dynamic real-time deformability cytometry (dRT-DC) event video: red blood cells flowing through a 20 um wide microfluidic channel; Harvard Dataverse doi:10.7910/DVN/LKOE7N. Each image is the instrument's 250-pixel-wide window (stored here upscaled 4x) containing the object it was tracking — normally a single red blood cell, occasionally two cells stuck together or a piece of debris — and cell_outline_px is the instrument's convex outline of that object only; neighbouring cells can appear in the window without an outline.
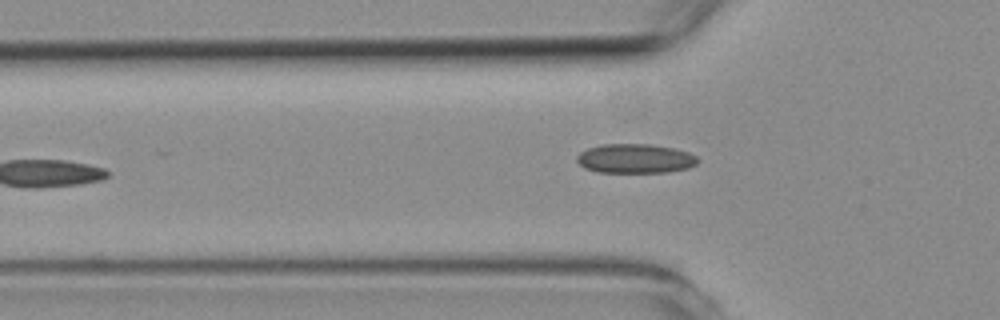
{"species": "common noctule bat (a hibernating species)", "species_latin": "Nyctalus noctula", "temperature_condition": "room temperature", "stored_images_in_passage": 8, "camera_frame_rate_fps": 3000, "um_per_image_px": 0.085, "animal": {"sex": "female", "body_mass_g": 19.3, "forearm_length_mm": 54.1}, "frame": {"image": 1, "passage_image": 6, "time_ms": 6.0, "image_size_px": [1000, 320], "cell_outline_px": [[700, 160], [696, 164], [688, 168], [668, 172], [596, 172], [584, 168], [576, 160], [576, 156], [580, 152], [588, 148], [604, 144], [648, 144], [672, 148], [688, 152], [696, 156]], "centroid_in_image_um": [53.98, 13.48], "position_along_channel_um": 71.8, "area_um2": 20.63}}
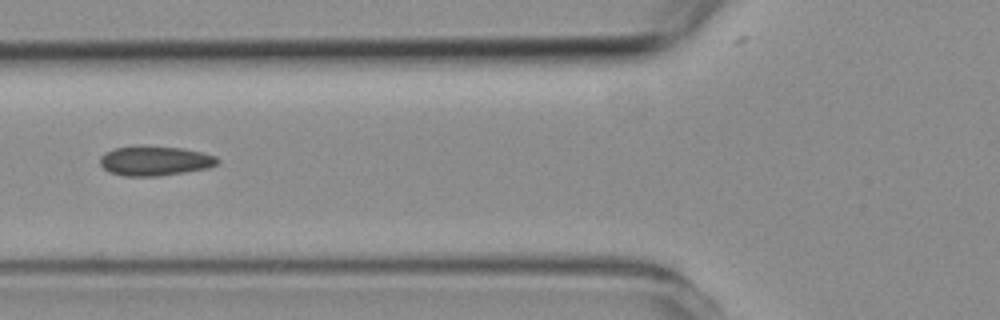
{"frame": {"image": 2, "passage_image": 7, "time_ms": 7.0, "image_size_px": [1000, 320], "cell_outline_px": [[220, 160], [216, 164], [208, 168], [160, 176], [124, 176], [108, 172], [100, 164], [100, 156], [104, 152], [116, 148], [184, 148], [216, 156]], "centroid_in_image_um": [13.16, 13.71], "position_along_channel_um": 112.6, "area_um2": 19.65}}
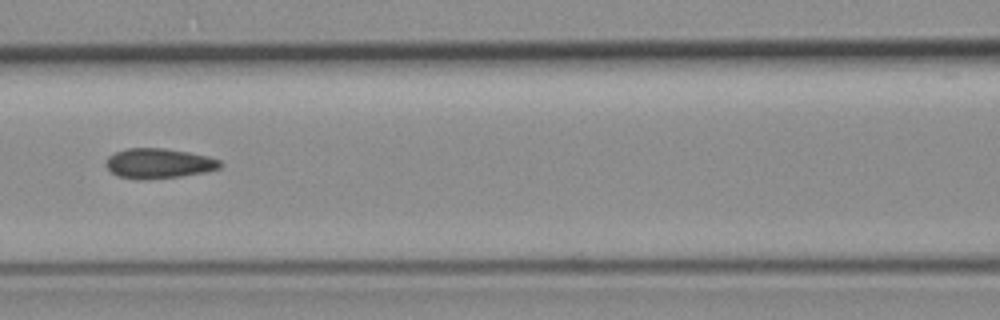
{"frame": {"image": 3, "passage_image": 8, "time_ms": 8.0, "image_size_px": [1000, 320], "cell_outline_px": [[224, 164], [220, 168], [204, 172], [180, 176], [144, 180], [140, 180], [116, 176], [108, 168], [108, 156], [116, 152], [128, 148], [164, 148], [188, 152], [208, 156], [220, 160]], "centroid_in_image_um": [13.52, 13.89], "position_along_channel_um": 153.1, "area_um2": 19.88}}